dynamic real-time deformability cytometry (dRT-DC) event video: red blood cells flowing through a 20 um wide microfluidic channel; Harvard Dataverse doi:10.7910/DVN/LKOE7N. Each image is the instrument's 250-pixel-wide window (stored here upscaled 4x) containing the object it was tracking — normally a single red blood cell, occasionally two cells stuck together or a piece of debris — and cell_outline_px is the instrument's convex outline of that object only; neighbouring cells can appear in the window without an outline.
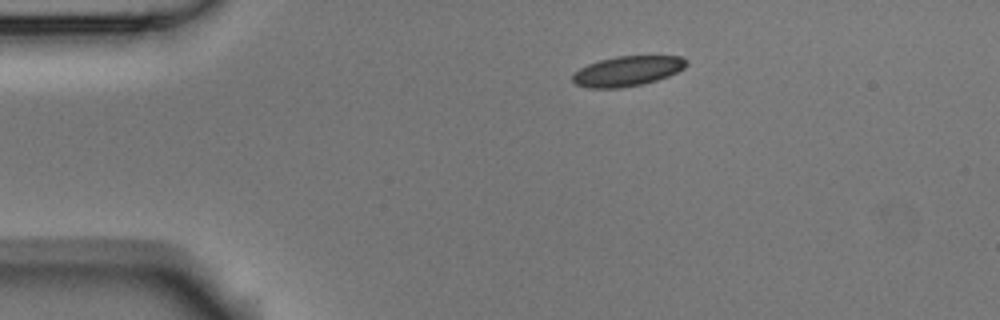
{"species": "Egyptian fruit bat (a non-hibernating species)", "species_latin": "Rousettus aegyptiacus", "temperature_condition": "room temperature", "stored_images_in_passage": 3, "camera_frame_rate_fps": 3000, "um_per_image_px": 0.085, "animal": {"sex": "male"}, "frame": {"image": 1, "passage_image": 1, "time_ms": 0.0, "image_size_px": [1000, 320], "cell_outline_px": [[688, 64], [684, 68], [668, 76], [644, 84], [620, 88], [588, 88], [576, 84], [572, 80], [572, 76], [580, 68], [588, 64], [600, 60], [616, 56], [680, 56], [688, 60]], "centroid_in_image_um": [53.34, 6.04], "position_along_channel_um": 31.7, "area_um2": 19.88}}